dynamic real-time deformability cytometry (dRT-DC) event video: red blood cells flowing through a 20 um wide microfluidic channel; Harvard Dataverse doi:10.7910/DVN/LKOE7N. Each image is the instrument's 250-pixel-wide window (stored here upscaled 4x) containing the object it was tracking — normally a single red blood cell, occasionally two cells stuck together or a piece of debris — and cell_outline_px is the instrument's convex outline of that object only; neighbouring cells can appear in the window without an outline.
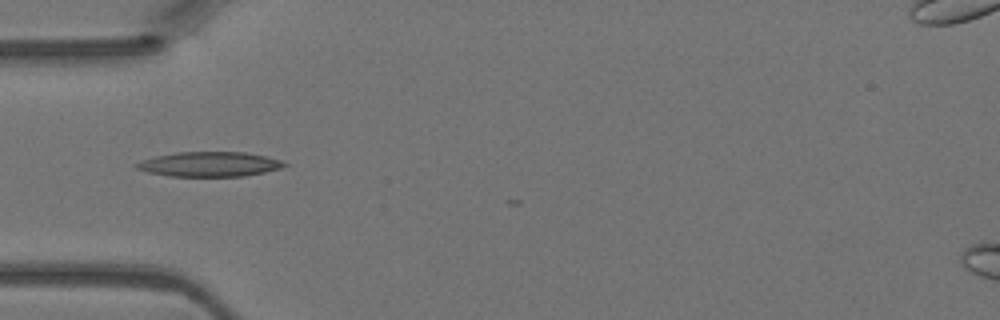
{"species": "Egyptian fruit bat (a non-hibernating species)", "species_latin": "Rousettus aegyptiacus", "temperature_condition": "warm", "stored_images_in_passage": 4, "camera_frame_rate_fps": 3000, "um_per_image_px": 0.085, "animal": {"sex": "female"}, "frame": {"image": 1, "passage_image": 1, "time_ms": 0.0, "image_size_px": [1000, 320], "cell_outline_px": [[288, 164], [280, 168], [264, 172], [244, 176], [168, 176], [148, 172], [136, 168], [132, 164], [140, 160], [156, 156], [176, 152], [244, 152], [268, 156], [280, 160]], "centroid_in_image_um": [17.77, 13.95], "position_along_channel_um": 67.2, "area_um2": 21.39}}
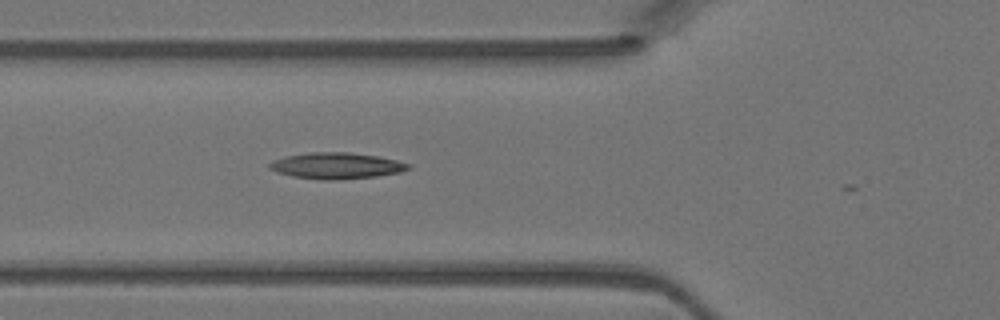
{"frame": {"image": 2, "passage_image": 3, "time_ms": 0.667, "image_size_px": [1000, 320], "cell_outline_px": [[412, 168], [400, 172], [376, 176], [336, 180], [320, 180], [292, 176], [276, 172], [268, 168], [268, 164], [272, 160], [284, 156], [308, 152], [348, 152], [376, 156], [396, 160], [412, 164]], "centroid_in_image_um": [28.57, 14.08], "position_along_channel_um": 97.2, "area_um2": 21.39}}